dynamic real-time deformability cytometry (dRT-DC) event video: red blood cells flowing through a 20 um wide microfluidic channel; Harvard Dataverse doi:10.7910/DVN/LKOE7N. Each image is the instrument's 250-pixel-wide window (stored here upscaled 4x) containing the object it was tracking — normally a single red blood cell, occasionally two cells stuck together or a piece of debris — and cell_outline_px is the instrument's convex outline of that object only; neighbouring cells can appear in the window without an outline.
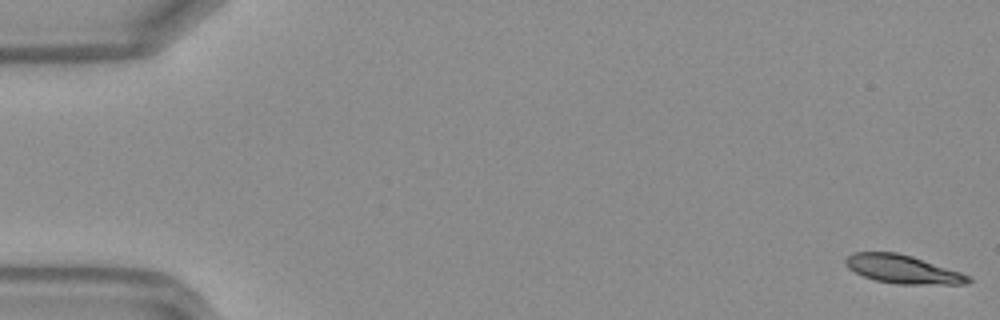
{"species": "Egyptian fruit bat (a non-hibernating species)", "species_latin": "Rousettus aegyptiacus", "temperature_condition": "warm", "stored_images_in_passage": 49, "camera_frame_rate_fps": 3000, "um_per_image_px": 0.085, "frame": {"image": 1, "passage_image": 1, "time_ms": 0.0, "image_size_px": [1000, 320], "cell_outline_px": [[972, 280], [968, 284], [896, 284], [876, 280], [864, 276], [848, 268], [844, 264], [844, 260], [852, 252], [896, 252], [912, 256], [972, 276]], "centroid_in_image_um": [76.74, 22.88], "position_along_channel_um": 8.3, "area_um2": 20.29}}
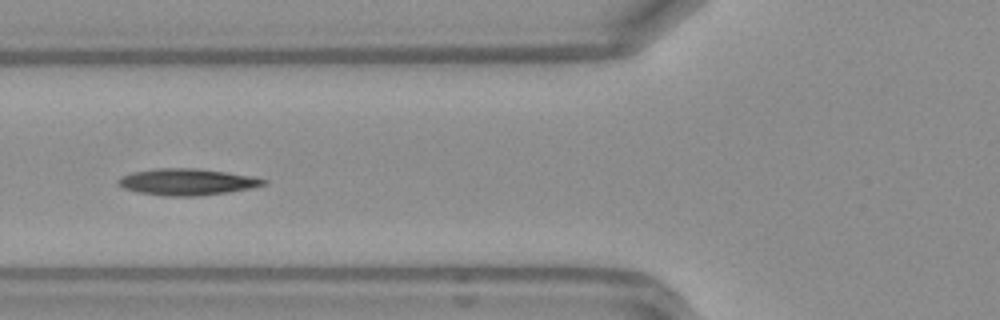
{"frame": {"image": 2, "passage_image": 19, "time_ms": 6.0, "image_size_px": [1000, 320], "cell_outline_px": [[268, 184], [228, 192], [200, 196], [164, 196], [136, 192], [124, 188], [116, 184], [116, 180], [120, 176], [132, 172], [156, 168], [196, 168], [252, 176], [268, 180]], "centroid_in_image_um": [15.84, 15.46], "position_along_channel_um": 110.0, "area_um2": 22.6}}
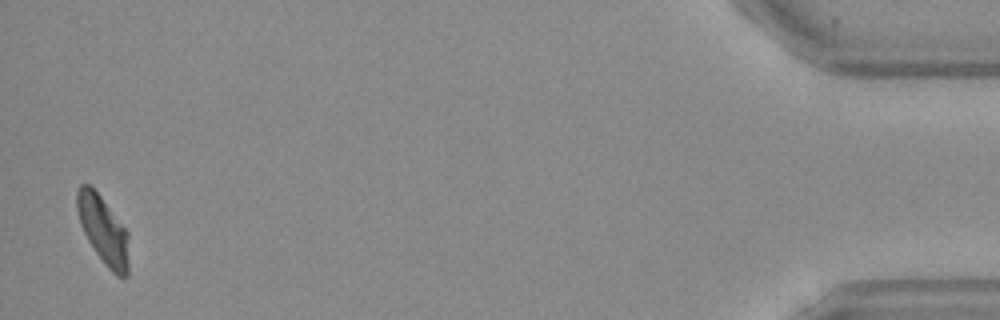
{"frame": {"image": 3, "passage_image": 48, "time_ms": 15.667, "image_size_px": [1000, 320], "cell_outline_px": [[128, 276], [116, 276], [104, 264], [88, 240], [80, 224], [76, 208], [76, 192], [80, 184], [88, 184], [100, 196], [128, 232]], "centroid_in_image_um": [8.76, 19.56], "position_along_channel_um": 426.4, "area_um2": 20.29}, "authors_computed_cell_mechanics": {"area_um2": 21.1548, "velocity_mm_per_s": 4.1731, "shape_relaxation_time_tau1_ms": 6.9423, "shape_relaxation_time_tau2_ms": 5.0116, "deformation_change_tau1": 0.2234, "deformation_change_tau2": 0.1082}}